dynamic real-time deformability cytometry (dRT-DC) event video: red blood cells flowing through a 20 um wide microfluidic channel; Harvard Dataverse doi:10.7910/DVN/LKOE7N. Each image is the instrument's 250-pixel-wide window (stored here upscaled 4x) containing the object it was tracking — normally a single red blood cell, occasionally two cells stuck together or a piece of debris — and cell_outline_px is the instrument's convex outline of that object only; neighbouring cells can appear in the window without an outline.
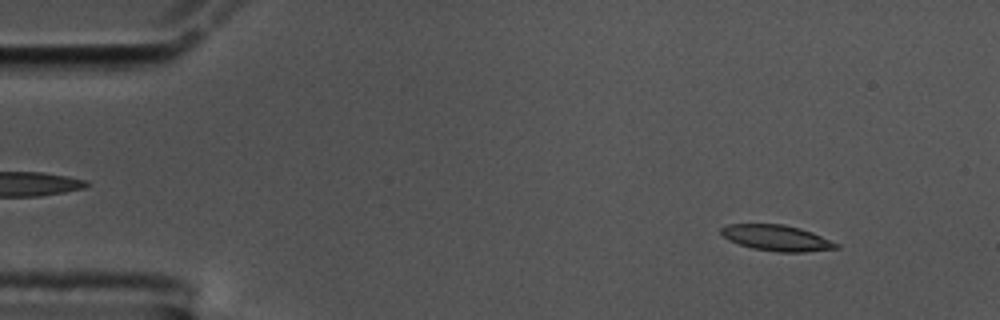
{"species": "common noctule bat (a hibernating species)", "species_latin": "Nyctalus noctula", "temperature_condition": "cold", "stored_images_in_passage": 56, "camera_frame_rate_fps": 3000, "um_per_image_px": 0.085, "animal": {"sex": "male", "body_mass_g": 17.5, "forearm_length_mm": 52.3}, "frame": {"image": 1, "passage_image": 6, "time_ms": 1.667, "image_size_px": [1000, 320], "cell_outline_px": [[840, 248], [804, 252], [776, 252], [752, 248], [728, 240], [720, 232], [720, 228], [728, 224], [784, 224], [800, 228], [812, 232], [840, 244]], "centroid_in_image_um": [66.03, 20.22], "position_along_channel_um": 19.0, "area_um2": 17.4}}
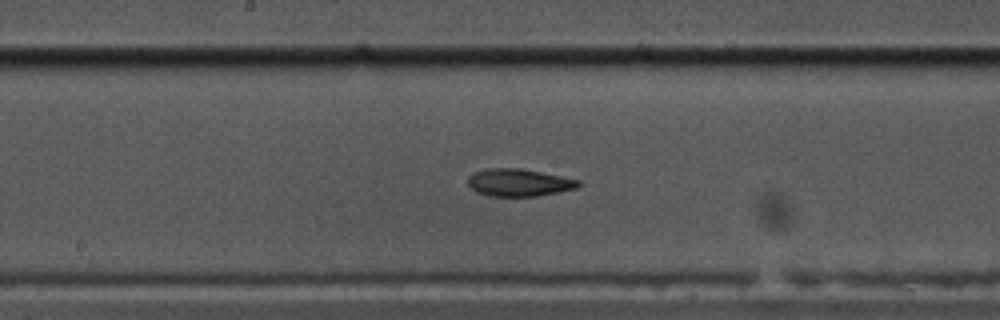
{"frame": {"image": 2, "passage_image": 29, "time_ms": 9.333, "image_size_px": [1000, 320], "cell_outline_px": [[580, 184], [576, 188], [560, 192], [536, 196], [488, 196], [476, 192], [468, 184], [468, 176], [472, 172], [488, 168], [520, 168], [580, 180]], "centroid_in_image_um": [44.07, 15.52], "position_along_channel_um": 204.1, "area_um2": 17.69}}
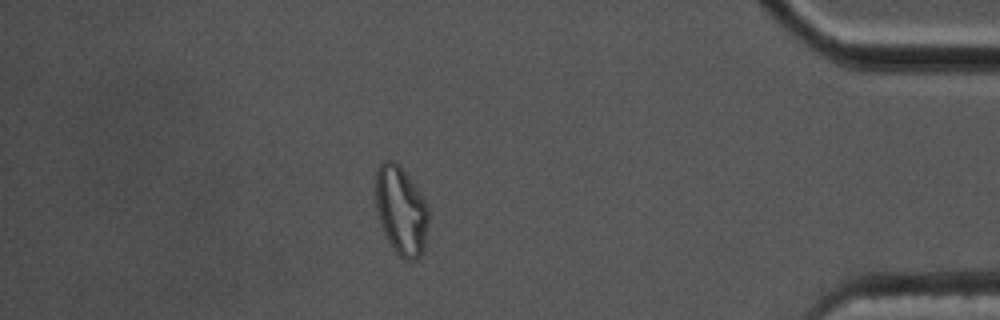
{"frame": {"image": 3, "passage_image": 49, "time_ms": 16.0, "image_size_px": [1000, 320], "cell_outline_px": [[428, 220], [424, 248], [420, 256], [416, 260], [404, 260], [392, 248], [380, 224], [376, 208], [376, 168], [384, 160], [392, 160], [400, 164], [412, 180], [420, 192], [428, 208]], "centroid_in_image_um": [34.09, 17.88], "position_along_channel_um": 401.1, "area_um2": 27.46}, "authors_computed_cell_mechanics": {"area_um2": 17.8602, "velocity_mm_per_s": 3.5676, "shape_relaxation_time_tau1_ms": null, "shape_relaxation_time_tau2_ms": 3.8076, "deformation_change_tau1": null, "deformation_change_tau2": 0.1056}}